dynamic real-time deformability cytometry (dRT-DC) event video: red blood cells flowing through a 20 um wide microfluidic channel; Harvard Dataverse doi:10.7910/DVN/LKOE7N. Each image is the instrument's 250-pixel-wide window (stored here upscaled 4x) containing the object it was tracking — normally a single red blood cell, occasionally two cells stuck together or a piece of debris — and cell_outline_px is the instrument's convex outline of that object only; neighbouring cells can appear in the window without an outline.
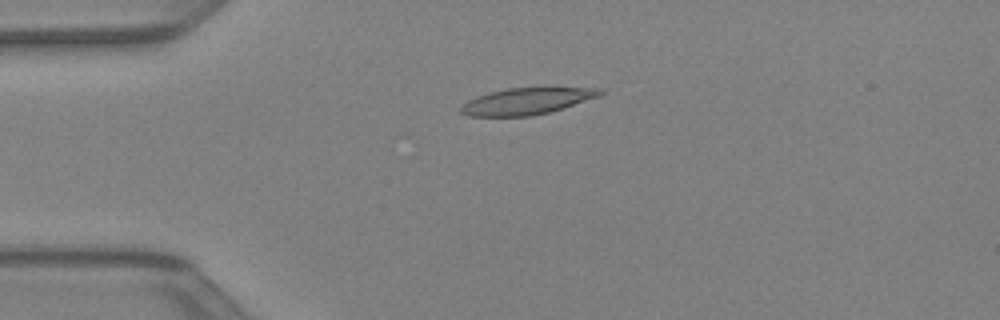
{"species": "Egyptian fruit bat (a non-hibernating species)", "species_latin": "Rousettus aegyptiacus", "temperature_condition": "warm", "stored_images_in_passage": 18, "camera_frame_rate_fps": 3000, "um_per_image_px": 0.085, "animal": {"sex": "female"}, "frame": {"image": 1, "passage_image": 1, "time_ms": 0.0, "image_size_px": [1000, 320], "cell_outline_px": [[604, 92], [600, 96], [548, 112], [532, 116], [468, 116], [460, 112], [460, 108], [468, 100], [476, 96], [488, 92], [508, 88], [544, 84], [552, 84], [604, 88]], "centroid_in_image_um": [44.89, 8.51], "position_along_channel_um": 40.1, "area_um2": 22.83}}
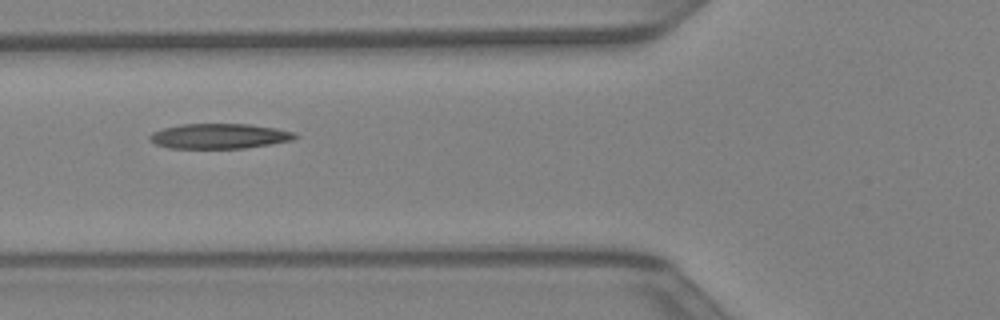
{"frame": {"image": 2, "passage_image": 7, "time_ms": 2.0, "image_size_px": [1000, 320], "cell_outline_px": [[300, 136], [292, 140], [244, 148], [168, 148], [156, 144], [148, 140], [148, 136], [152, 132], [164, 128], [180, 124], [248, 124], [276, 128], [296, 132]], "centroid_in_image_um": [18.63, 11.56], "position_along_channel_um": 107.2, "area_um2": 21.27}}
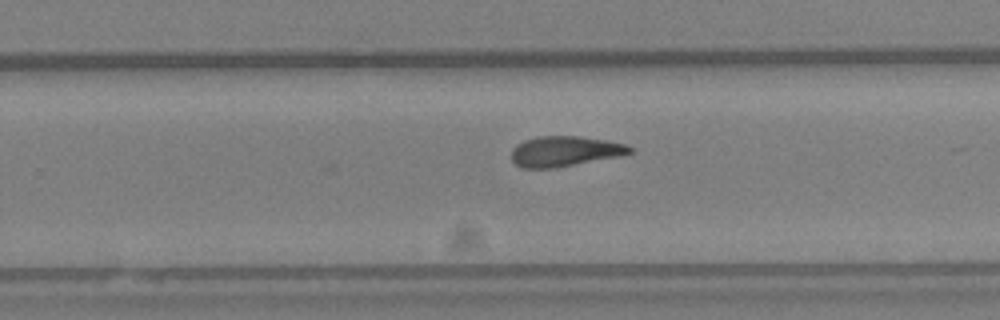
{"frame": {"image": 3, "passage_image": 18, "time_ms": 5.667, "image_size_px": [1000, 320], "cell_outline_px": [[632, 152], [616, 156], [552, 168], [520, 168], [512, 160], [512, 148], [516, 144], [524, 140], [536, 136], [576, 136], [604, 140], [624, 144], [632, 148]], "centroid_in_image_um": [47.91, 12.85], "position_along_channel_um": 281.9, "area_um2": 20.46}}